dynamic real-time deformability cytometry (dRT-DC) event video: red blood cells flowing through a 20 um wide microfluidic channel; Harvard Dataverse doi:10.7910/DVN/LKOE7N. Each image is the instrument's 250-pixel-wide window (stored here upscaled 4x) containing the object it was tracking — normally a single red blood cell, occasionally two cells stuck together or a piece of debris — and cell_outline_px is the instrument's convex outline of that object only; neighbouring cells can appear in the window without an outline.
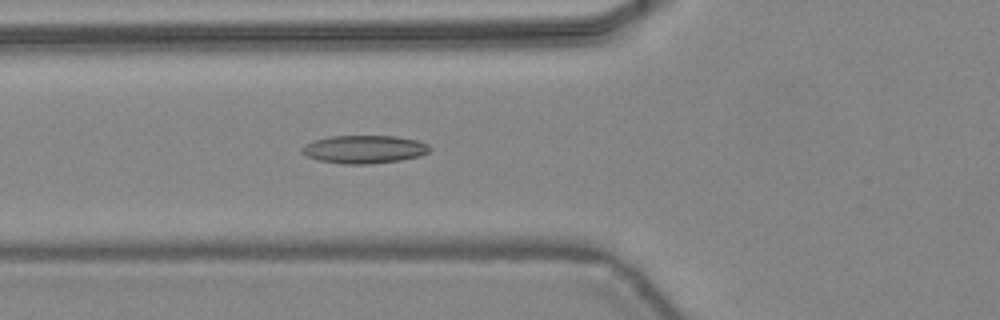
{"species": "common noctule bat (a hibernating species)", "species_latin": "Nyctalus noctula", "temperature_condition": "warm", "stored_images_in_passage": 47, "camera_frame_rate_fps": 3000, "um_per_image_px": 0.085, "animal": {"sex": "female", "body_mass_g": 24.6, "forearm_length_mm": 56.2}, "frame": {"image": 1, "passage_image": 18, "time_ms": 5.667, "image_size_px": [1000, 320], "cell_outline_px": [[432, 148], [428, 152], [420, 156], [400, 160], [372, 164], [340, 164], [316, 160], [304, 156], [300, 152], [300, 148], [304, 144], [312, 140], [332, 136], [396, 136], [416, 140], [428, 144]], "centroid_in_image_um": [30.89, 12.7], "position_along_channel_um": 94.9, "area_um2": 21.27}}
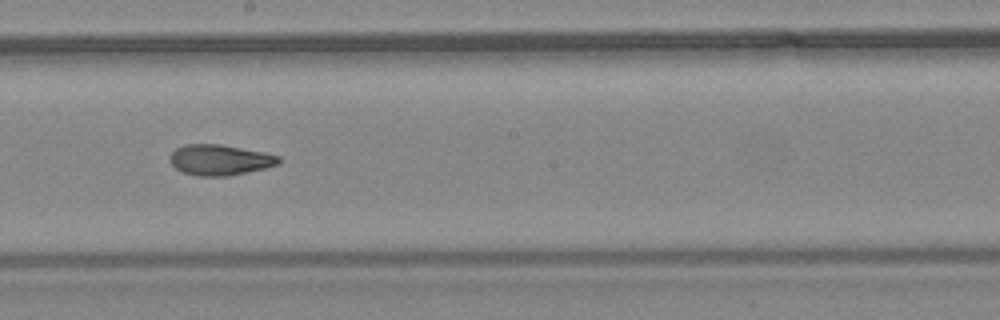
{"frame": {"image": 2, "passage_image": 27, "time_ms": 8.667, "image_size_px": [1000, 320], "cell_outline_px": [[280, 164], [264, 168], [228, 176], [196, 176], [180, 172], [168, 160], [168, 156], [176, 148], [184, 144], [220, 144], [264, 152], [280, 156]], "centroid_in_image_um": [18.65, 13.59], "position_along_channel_um": 229.6, "area_um2": 19.59}}
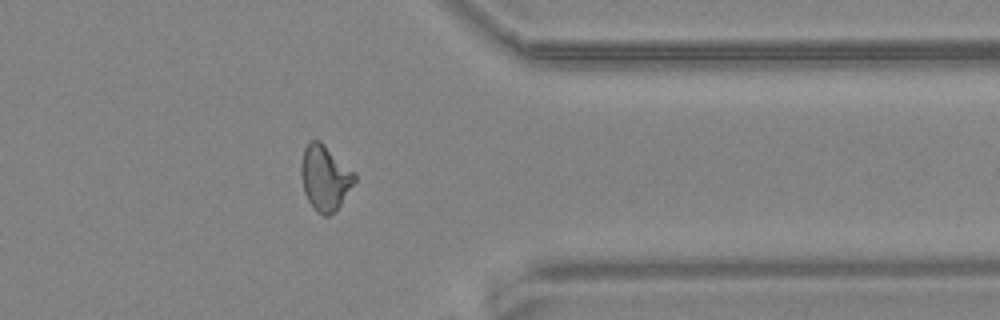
{"frame": {"image": 3, "passage_image": 38, "time_ms": 12.333, "image_size_px": [1000, 320], "cell_outline_px": [[356, 180], [336, 212], [328, 216], [324, 216], [316, 212], [308, 200], [304, 192], [300, 176], [300, 164], [304, 148], [312, 140], [320, 140], [356, 172]], "centroid_in_image_um": [27.63, 15.12], "position_along_channel_um": 383.8, "area_um2": 20.69}, "authors_computed_cell_mechanics": {"area_um2": 19.8254, "velocity_mm_per_s": 4.4628, "shape_relaxation_time_tau1_ms": 7.2444, "shape_relaxation_time_tau2_ms": 2.4321, "deformation_change_tau1": 0.2401, "deformation_change_tau2": 0.0989}}